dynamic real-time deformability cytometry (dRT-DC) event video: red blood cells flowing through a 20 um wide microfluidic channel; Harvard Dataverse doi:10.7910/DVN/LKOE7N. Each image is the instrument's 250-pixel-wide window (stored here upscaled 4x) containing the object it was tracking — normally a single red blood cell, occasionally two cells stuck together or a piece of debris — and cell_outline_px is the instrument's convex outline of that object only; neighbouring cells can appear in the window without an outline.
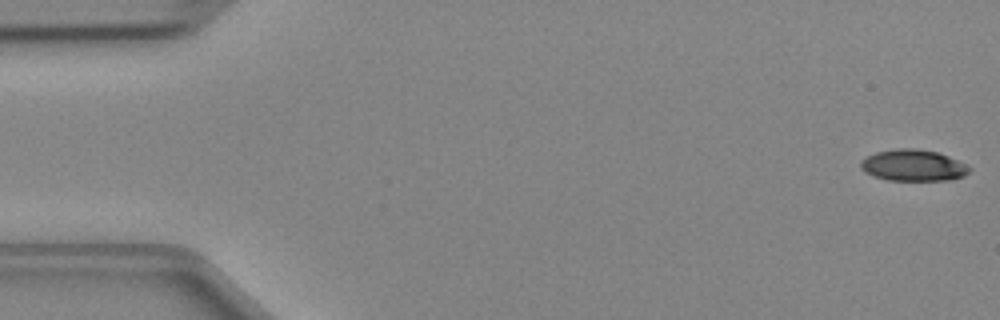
{"species": "Egyptian fruit bat (a non-hibernating species)", "species_latin": "Rousettus aegyptiacus", "temperature_condition": "cold", "stored_images_in_passage": 47, "camera_frame_rate_fps": 3000, "um_per_image_px": 0.085, "animal": {"sex": "female"}, "frame": {"image": 1, "passage_image": 1, "time_ms": 0.0, "image_size_px": [1000, 320], "cell_outline_px": [[972, 168], [964, 176], [952, 180], [888, 180], [872, 176], [864, 172], [860, 168], [860, 160], [876, 152], [896, 148], [916, 148], [936, 152], [948, 156], [968, 164]], "centroid_in_image_um": [77.62, 14.06], "position_along_channel_um": 7.4, "area_um2": 20.11}}
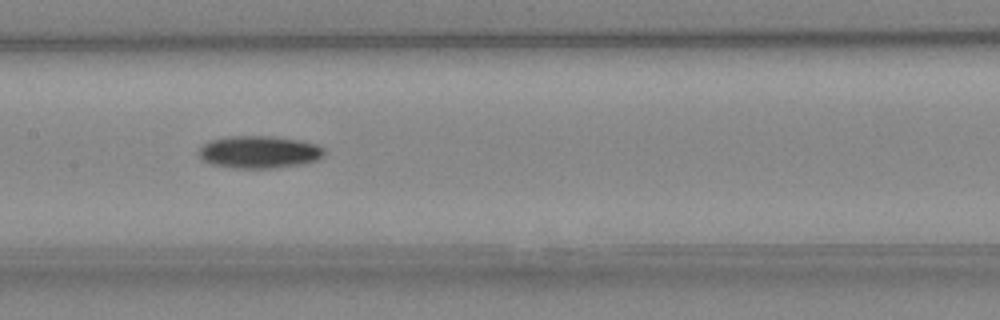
{"frame": {"image": 2, "passage_image": 23, "time_ms": 7.333, "image_size_px": [1000, 320], "cell_outline_px": [[324, 156], [316, 160], [304, 164], [272, 168], [232, 168], [212, 164], [200, 160], [196, 152], [204, 144], [212, 140], [228, 136], [272, 136], [300, 140], [316, 144], [324, 148]], "centroid_in_image_um": [22.01, 12.93], "position_along_channel_um": 185.4, "area_um2": 23.93}}
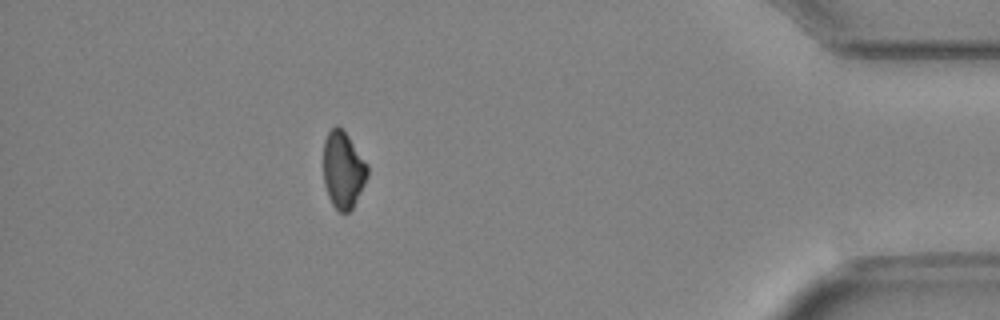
{"frame": {"image": 3, "passage_image": 42, "time_ms": 13.667, "image_size_px": [1000, 320], "cell_outline_px": [[368, 176], [352, 208], [348, 212], [340, 212], [332, 204], [328, 196], [324, 184], [324, 140], [328, 132], [336, 124], [348, 136], [368, 164]], "centroid_in_image_um": [29.16, 14.43], "position_along_channel_um": 406.0, "area_um2": 19.54}}